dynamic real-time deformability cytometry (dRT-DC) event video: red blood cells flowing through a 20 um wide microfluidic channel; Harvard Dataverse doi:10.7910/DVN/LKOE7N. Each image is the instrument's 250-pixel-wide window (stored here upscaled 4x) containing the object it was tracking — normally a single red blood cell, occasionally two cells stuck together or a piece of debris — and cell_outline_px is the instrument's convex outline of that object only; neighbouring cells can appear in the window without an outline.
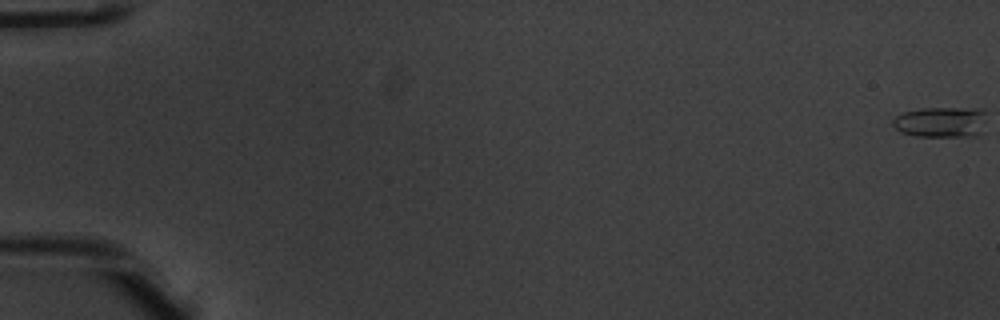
{"species": "common noctule bat (a hibernating species)", "species_latin": "Nyctalus noctula", "temperature_condition": "warm", "stored_images_in_passage": 18, "camera_frame_rate_fps": 3000, "um_per_image_px": 0.085, "animal": {"sex": "male", "body_mass_g": 20.1, "forearm_length_mm": 53.5}, "frame": {"image": 1, "passage_image": 1, "time_ms": 0.0, "image_size_px": [1000, 320], "cell_outline_px": [[984, 112], [980, 132], [972, 136], [916, 136], [900, 132], [892, 124], [892, 120], [896, 116], [904, 112], [920, 108], [980, 108]], "centroid_in_image_um": [79.91, 10.36], "position_along_channel_um": 5.1, "area_um2": 16.47}}